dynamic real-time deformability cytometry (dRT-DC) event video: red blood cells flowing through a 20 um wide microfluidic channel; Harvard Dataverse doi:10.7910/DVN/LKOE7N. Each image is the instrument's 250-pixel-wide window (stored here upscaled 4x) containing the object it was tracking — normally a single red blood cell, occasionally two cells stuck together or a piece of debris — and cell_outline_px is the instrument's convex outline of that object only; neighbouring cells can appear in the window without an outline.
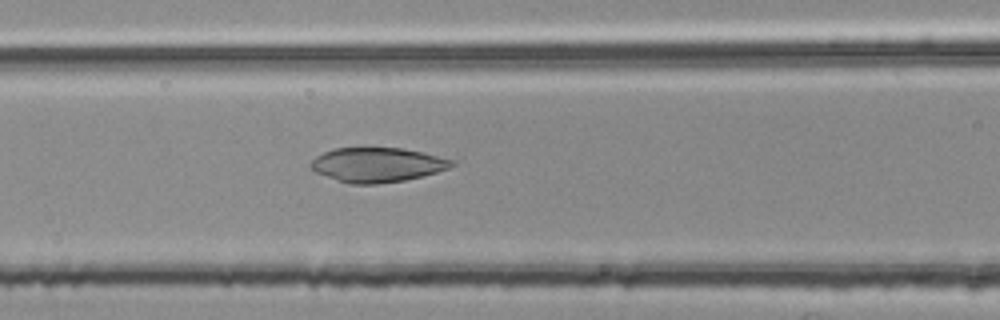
{"species": "common noctule bat (a hibernating species)", "species_latin": "Nyctalus noctula", "temperature_condition": "room temperature", "stored_images_in_passage": 33, "camera_frame_rate_fps": 3000, "um_per_image_px": 0.085, "animal": {"sex": "female", "body_mass_g": 25.1}, "frame": {"image": 1, "passage_image": 9, "time_ms": 2.667, "image_size_px": [1000, 320], "cell_outline_px": [[456, 164], [448, 168], [436, 172], [404, 180], [376, 184], [348, 184], [316, 172], [308, 164], [316, 156], [332, 148], [400, 148], [420, 152], [456, 160]], "centroid_in_image_um": [32.05, 14.01], "position_along_channel_um": 134.6, "area_um2": 28.15}}
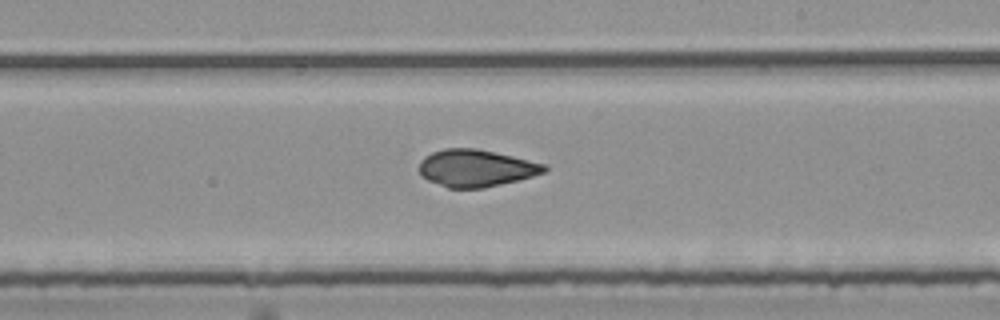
{"frame": {"image": 2, "passage_image": 18, "time_ms": 5.667, "image_size_px": [1000, 320], "cell_outline_px": [[548, 168], [544, 172], [532, 176], [484, 188], [448, 188], [428, 180], [420, 176], [420, 160], [424, 156], [432, 152], [444, 148], [476, 148], [512, 156], [544, 164]], "centroid_in_image_um": [40.41, 14.29], "position_along_channel_um": 248.6, "area_um2": 26.88}}
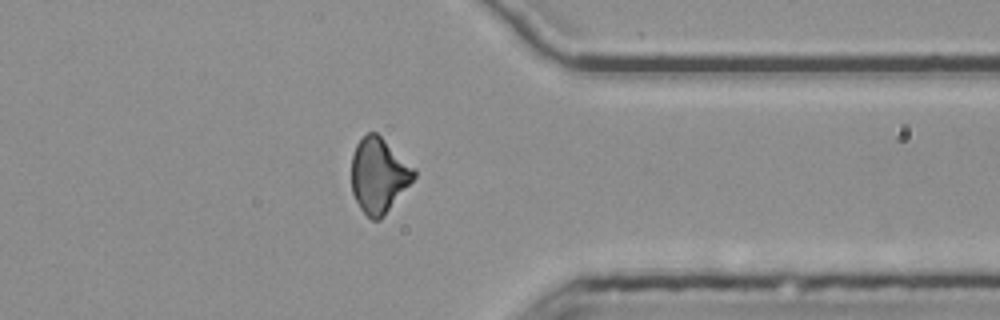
{"frame": {"image": 3, "passage_image": 29, "time_ms": 9.333, "image_size_px": [1000, 320], "cell_outline_px": [[416, 176], [384, 216], [380, 220], [372, 220], [360, 208], [352, 192], [352, 156], [356, 144], [368, 132], [376, 132], [416, 168]], "centroid_in_image_um": [32.21, 14.9], "position_along_channel_um": 379.2, "area_um2": 27.17}, "authors_computed_cell_mechanics": {"area_um2": 27.2238, "velocity_mm_per_s": 3.8125, "shape_relaxation_time_tau1_ms": 8.2856, "shape_relaxation_time_tau2_ms": 1.6936, "deformation_change_tau1": 0.1653, "deformation_change_tau2": 0.058}}